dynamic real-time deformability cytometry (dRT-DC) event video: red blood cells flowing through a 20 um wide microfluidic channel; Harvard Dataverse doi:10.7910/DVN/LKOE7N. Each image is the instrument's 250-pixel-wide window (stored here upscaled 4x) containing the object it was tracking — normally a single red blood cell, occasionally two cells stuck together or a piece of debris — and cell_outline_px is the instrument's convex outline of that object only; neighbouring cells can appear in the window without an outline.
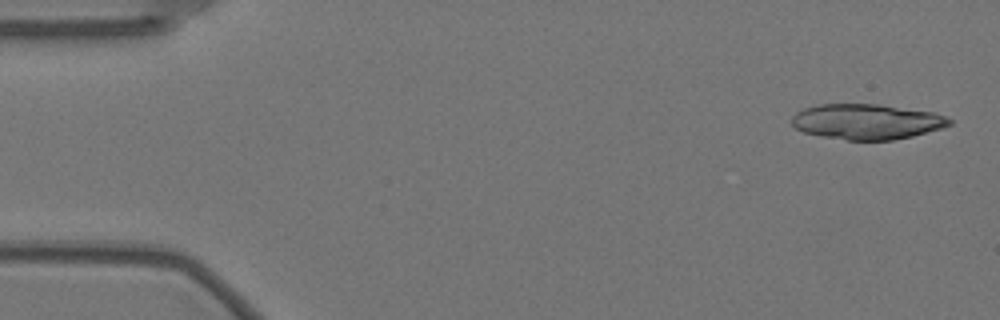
{"species": "Egyptian fruit bat (a non-hibernating species)", "species_latin": "Rousettus aegyptiacus", "temperature_condition": "warm", "stored_images_in_passage": 57, "camera_frame_rate_fps": 3000, "um_per_image_px": 0.085, "animal": {"sex": "female"}, "frame": {"image": 1, "passage_image": 2, "time_ms": 0.333, "image_size_px": [1000, 320], "cell_outline_px": [[952, 124], [940, 128], [912, 136], [892, 140], [848, 140], [824, 136], [804, 132], [796, 128], [792, 124], [792, 116], [796, 112], [804, 108], [820, 104], [880, 104], [936, 112], [952, 120]], "centroid_in_image_um": [73.69, 10.33], "position_along_channel_um": 11.3, "area_um2": 32.43}}
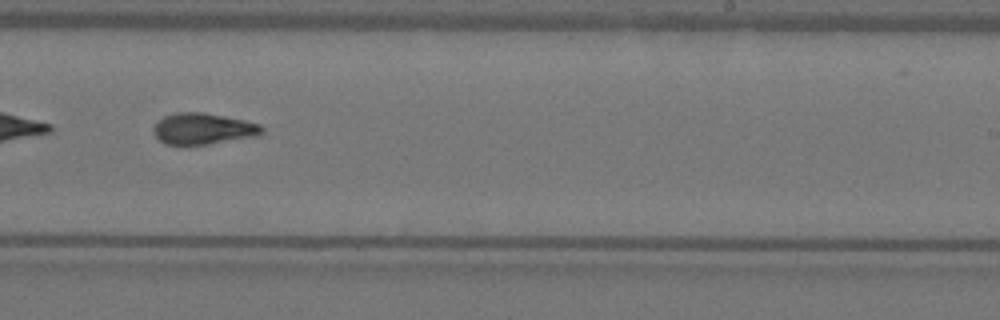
{"frame": {"image": 2, "passage_image": 35, "time_ms": 11.333, "image_size_px": [1000, 320], "cell_outline_px": [[264, 132], [252, 136], [208, 144], [164, 144], [156, 136], [152, 128], [164, 116], [176, 112], [200, 112], [224, 116], [244, 120], [260, 124], [264, 128]], "centroid_in_image_um": [17.24, 10.93], "position_along_channel_um": 271.8, "area_um2": 19.36}}
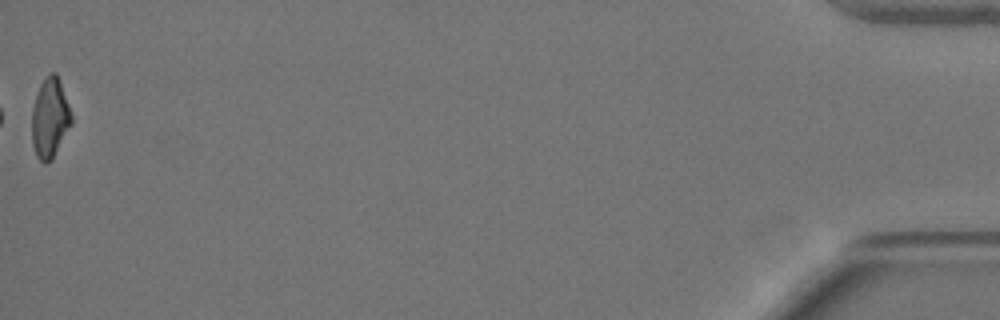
{"frame": {"image": 3, "passage_image": 57, "time_ms": 18.667, "image_size_px": [1000, 320], "cell_outline_px": [[72, 124], [52, 160], [44, 164], [36, 156], [32, 144], [32, 108], [40, 84], [44, 76], [48, 72], [56, 72], [60, 80], [72, 116]], "centroid_in_image_um": [4.24, 10.02], "position_along_channel_um": 431.0, "area_um2": 18.61}, "authors_computed_cell_mechanics": {"area_um2": 20.0566, "velocity_mm_per_s": 3.5328, "shape_relaxation_time_tau1_ms": 8.2893, "shape_relaxation_time_tau2_ms": 3.6618, "deformation_change_tau1": 0.2533, "deformation_change_tau2": 0.1166}}